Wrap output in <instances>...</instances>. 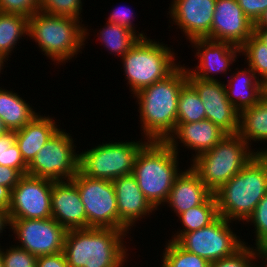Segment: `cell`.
<instances>
[{"instance_id": "obj_36", "label": "cell", "mask_w": 267, "mask_h": 267, "mask_svg": "<svg viewBox=\"0 0 267 267\" xmlns=\"http://www.w3.org/2000/svg\"><path fill=\"white\" fill-rule=\"evenodd\" d=\"M1 247L3 267H37V257L27 250L15 245L9 246L7 249Z\"/></svg>"}, {"instance_id": "obj_26", "label": "cell", "mask_w": 267, "mask_h": 267, "mask_svg": "<svg viewBox=\"0 0 267 267\" xmlns=\"http://www.w3.org/2000/svg\"><path fill=\"white\" fill-rule=\"evenodd\" d=\"M28 21L29 18L21 14L0 13V53L7 59L17 42L28 37Z\"/></svg>"}, {"instance_id": "obj_11", "label": "cell", "mask_w": 267, "mask_h": 267, "mask_svg": "<svg viewBox=\"0 0 267 267\" xmlns=\"http://www.w3.org/2000/svg\"><path fill=\"white\" fill-rule=\"evenodd\" d=\"M71 181L77 186L84 205L87 228L118 230V208L113 181L91 178L79 170Z\"/></svg>"}, {"instance_id": "obj_35", "label": "cell", "mask_w": 267, "mask_h": 267, "mask_svg": "<svg viewBox=\"0 0 267 267\" xmlns=\"http://www.w3.org/2000/svg\"><path fill=\"white\" fill-rule=\"evenodd\" d=\"M253 223L255 235V247L262 248L267 244V193L259 201L253 213L245 223Z\"/></svg>"}, {"instance_id": "obj_19", "label": "cell", "mask_w": 267, "mask_h": 267, "mask_svg": "<svg viewBox=\"0 0 267 267\" xmlns=\"http://www.w3.org/2000/svg\"><path fill=\"white\" fill-rule=\"evenodd\" d=\"M52 218L67 231L87 228V217L77 186L71 181H53Z\"/></svg>"}, {"instance_id": "obj_37", "label": "cell", "mask_w": 267, "mask_h": 267, "mask_svg": "<svg viewBox=\"0 0 267 267\" xmlns=\"http://www.w3.org/2000/svg\"><path fill=\"white\" fill-rule=\"evenodd\" d=\"M40 11V0H0V13L21 14L31 17Z\"/></svg>"}, {"instance_id": "obj_38", "label": "cell", "mask_w": 267, "mask_h": 267, "mask_svg": "<svg viewBox=\"0 0 267 267\" xmlns=\"http://www.w3.org/2000/svg\"><path fill=\"white\" fill-rule=\"evenodd\" d=\"M123 6V5H122ZM120 8V9H119ZM134 13L132 12L131 9L128 7H117L114 8L113 11L110 13L108 19V23L112 24H117L119 26H123L133 33H136L140 38H146V35L141 31V33L136 31V27L134 26L135 24L133 23L134 18L132 20V17Z\"/></svg>"}, {"instance_id": "obj_22", "label": "cell", "mask_w": 267, "mask_h": 267, "mask_svg": "<svg viewBox=\"0 0 267 267\" xmlns=\"http://www.w3.org/2000/svg\"><path fill=\"white\" fill-rule=\"evenodd\" d=\"M59 129L60 127L58 128L53 117L43 116L39 113L23 128L15 131L16 144L27 165Z\"/></svg>"}, {"instance_id": "obj_42", "label": "cell", "mask_w": 267, "mask_h": 267, "mask_svg": "<svg viewBox=\"0 0 267 267\" xmlns=\"http://www.w3.org/2000/svg\"><path fill=\"white\" fill-rule=\"evenodd\" d=\"M11 201V189L0 185V209L8 211Z\"/></svg>"}, {"instance_id": "obj_3", "label": "cell", "mask_w": 267, "mask_h": 267, "mask_svg": "<svg viewBox=\"0 0 267 267\" xmlns=\"http://www.w3.org/2000/svg\"><path fill=\"white\" fill-rule=\"evenodd\" d=\"M266 193L267 154H257L214 193L218 214L244 223Z\"/></svg>"}, {"instance_id": "obj_5", "label": "cell", "mask_w": 267, "mask_h": 267, "mask_svg": "<svg viewBox=\"0 0 267 267\" xmlns=\"http://www.w3.org/2000/svg\"><path fill=\"white\" fill-rule=\"evenodd\" d=\"M178 155L166 141H148L135 159L132 175L156 211L166 202L181 173Z\"/></svg>"}, {"instance_id": "obj_8", "label": "cell", "mask_w": 267, "mask_h": 267, "mask_svg": "<svg viewBox=\"0 0 267 267\" xmlns=\"http://www.w3.org/2000/svg\"><path fill=\"white\" fill-rule=\"evenodd\" d=\"M129 140L99 144L79 154L78 170L91 178L114 181L132 174L140 149L148 142Z\"/></svg>"}, {"instance_id": "obj_33", "label": "cell", "mask_w": 267, "mask_h": 267, "mask_svg": "<svg viewBox=\"0 0 267 267\" xmlns=\"http://www.w3.org/2000/svg\"><path fill=\"white\" fill-rule=\"evenodd\" d=\"M250 246L252 244L245 243L233 255L210 262L209 267H256L258 263L256 261L262 259V252L260 248L255 246L250 248Z\"/></svg>"}, {"instance_id": "obj_1", "label": "cell", "mask_w": 267, "mask_h": 267, "mask_svg": "<svg viewBox=\"0 0 267 267\" xmlns=\"http://www.w3.org/2000/svg\"><path fill=\"white\" fill-rule=\"evenodd\" d=\"M186 83V66L180 64L165 79L143 88L133 96L139 105L141 131L147 141H167L175 132L178 97Z\"/></svg>"}, {"instance_id": "obj_45", "label": "cell", "mask_w": 267, "mask_h": 267, "mask_svg": "<svg viewBox=\"0 0 267 267\" xmlns=\"http://www.w3.org/2000/svg\"><path fill=\"white\" fill-rule=\"evenodd\" d=\"M254 28H267V10H265L254 23Z\"/></svg>"}, {"instance_id": "obj_31", "label": "cell", "mask_w": 267, "mask_h": 267, "mask_svg": "<svg viewBox=\"0 0 267 267\" xmlns=\"http://www.w3.org/2000/svg\"><path fill=\"white\" fill-rule=\"evenodd\" d=\"M240 53L245 55L247 65L260 81L267 79V45L254 34L240 47Z\"/></svg>"}, {"instance_id": "obj_30", "label": "cell", "mask_w": 267, "mask_h": 267, "mask_svg": "<svg viewBox=\"0 0 267 267\" xmlns=\"http://www.w3.org/2000/svg\"><path fill=\"white\" fill-rule=\"evenodd\" d=\"M161 267H209L210 262L184 250L176 241L168 240L162 254Z\"/></svg>"}, {"instance_id": "obj_7", "label": "cell", "mask_w": 267, "mask_h": 267, "mask_svg": "<svg viewBox=\"0 0 267 267\" xmlns=\"http://www.w3.org/2000/svg\"><path fill=\"white\" fill-rule=\"evenodd\" d=\"M140 38L121 58L125 79L133 96L143 88L165 79L178 66L175 52L163 42Z\"/></svg>"}, {"instance_id": "obj_49", "label": "cell", "mask_w": 267, "mask_h": 267, "mask_svg": "<svg viewBox=\"0 0 267 267\" xmlns=\"http://www.w3.org/2000/svg\"><path fill=\"white\" fill-rule=\"evenodd\" d=\"M263 97L267 99V79L263 81Z\"/></svg>"}, {"instance_id": "obj_46", "label": "cell", "mask_w": 267, "mask_h": 267, "mask_svg": "<svg viewBox=\"0 0 267 267\" xmlns=\"http://www.w3.org/2000/svg\"><path fill=\"white\" fill-rule=\"evenodd\" d=\"M8 131H10V130L7 128V126L5 125L3 119L0 117V135H3Z\"/></svg>"}, {"instance_id": "obj_40", "label": "cell", "mask_w": 267, "mask_h": 267, "mask_svg": "<svg viewBox=\"0 0 267 267\" xmlns=\"http://www.w3.org/2000/svg\"><path fill=\"white\" fill-rule=\"evenodd\" d=\"M23 175L15 168L0 165V185L11 190L18 184Z\"/></svg>"}, {"instance_id": "obj_12", "label": "cell", "mask_w": 267, "mask_h": 267, "mask_svg": "<svg viewBox=\"0 0 267 267\" xmlns=\"http://www.w3.org/2000/svg\"><path fill=\"white\" fill-rule=\"evenodd\" d=\"M19 246L36 257L63 252L67 230L55 219L10 218Z\"/></svg>"}, {"instance_id": "obj_16", "label": "cell", "mask_w": 267, "mask_h": 267, "mask_svg": "<svg viewBox=\"0 0 267 267\" xmlns=\"http://www.w3.org/2000/svg\"><path fill=\"white\" fill-rule=\"evenodd\" d=\"M216 0H172L169 18L189 42L195 39L211 40V24Z\"/></svg>"}, {"instance_id": "obj_20", "label": "cell", "mask_w": 267, "mask_h": 267, "mask_svg": "<svg viewBox=\"0 0 267 267\" xmlns=\"http://www.w3.org/2000/svg\"><path fill=\"white\" fill-rule=\"evenodd\" d=\"M226 133L210 120H202L190 123H177L175 132L166 141L178 154L179 144L190 150H194L191 161L208 150H211ZM179 139V140H178ZM180 143H179V142Z\"/></svg>"}, {"instance_id": "obj_28", "label": "cell", "mask_w": 267, "mask_h": 267, "mask_svg": "<svg viewBox=\"0 0 267 267\" xmlns=\"http://www.w3.org/2000/svg\"><path fill=\"white\" fill-rule=\"evenodd\" d=\"M104 26L97 33L98 38L114 56L122 58L140 39L136 33L123 26L108 22Z\"/></svg>"}, {"instance_id": "obj_6", "label": "cell", "mask_w": 267, "mask_h": 267, "mask_svg": "<svg viewBox=\"0 0 267 267\" xmlns=\"http://www.w3.org/2000/svg\"><path fill=\"white\" fill-rule=\"evenodd\" d=\"M257 154H267V148L253 150L238 133L226 134L211 150L195 157L190 166L214 194Z\"/></svg>"}, {"instance_id": "obj_27", "label": "cell", "mask_w": 267, "mask_h": 267, "mask_svg": "<svg viewBox=\"0 0 267 267\" xmlns=\"http://www.w3.org/2000/svg\"><path fill=\"white\" fill-rule=\"evenodd\" d=\"M219 216L217 202L214 194L203 204L189 208L178 215L183 229L172 235V241H176L183 233L196 231L208 226Z\"/></svg>"}, {"instance_id": "obj_18", "label": "cell", "mask_w": 267, "mask_h": 267, "mask_svg": "<svg viewBox=\"0 0 267 267\" xmlns=\"http://www.w3.org/2000/svg\"><path fill=\"white\" fill-rule=\"evenodd\" d=\"M118 208V230L129 233L131 227L156 209L145 198L132 174L118 177L113 181Z\"/></svg>"}, {"instance_id": "obj_17", "label": "cell", "mask_w": 267, "mask_h": 267, "mask_svg": "<svg viewBox=\"0 0 267 267\" xmlns=\"http://www.w3.org/2000/svg\"><path fill=\"white\" fill-rule=\"evenodd\" d=\"M254 32V23L243 13L236 0H216L211 40L241 47Z\"/></svg>"}, {"instance_id": "obj_32", "label": "cell", "mask_w": 267, "mask_h": 267, "mask_svg": "<svg viewBox=\"0 0 267 267\" xmlns=\"http://www.w3.org/2000/svg\"><path fill=\"white\" fill-rule=\"evenodd\" d=\"M0 165L15 168L22 175L27 174L28 165L22 158L13 130L0 135Z\"/></svg>"}, {"instance_id": "obj_34", "label": "cell", "mask_w": 267, "mask_h": 267, "mask_svg": "<svg viewBox=\"0 0 267 267\" xmlns=\"http://www.w3.org/2000/svg\"><path fill=\"white\" fill-rule=\"evenodd\" d=\"M81 0H40V11L50 15L68 16L82 20ZM81 16V17H80Z\"/></svg>"}, {"instance_id": "obj_23", "label": "cell", "mask_w": 267, "mask_h": 267, "mask_svg": "<svg viewBox=\"0 0 267 267\" xmlns=\"http://www.w3.org/2000/svg\"><path fill=\"white\" fill-rule=\"evenodd\" d=\"M228 76V84L224 83L227 98L239 113L251 108L263 97V82L249 66Z\"/></svg>"}, {"instance_id": "obj_24", "label": "cell", "mask_w": 267, "mask_h": 267, "mask_svg": "<svg viewBox=\"0 0 267 267\" xmlns=\"http://www.w3.org/2000/svg\"><path fill=\"white\" fill-rule=\"evenodd\" d=\"M35 111L13 90L0 87V117L9 130L16 131L23 128L39 114Z\"/></svg>"}, {"instance_id": "obj_10", "label": "cell", "mask_w": 267, "mask_h": 267, "mask_svg": "<svg viewBox=\"0 0 267 267\" xmlns=\"http://www.w3.org/2000/svg\"><path fill=\"white\" fill-rule=\"evenodd\" d=\"M230 223L233 224V221L218 216L208 226L183 233L176 242L184 250L205 258L208 262L229 257L246 243L233 232Z\"/></svg>"}, {"instance_id": "obj_41", "label": "cell", "mask_w": 267, "mask_h": 267, "mask_svg": "<svg viewBox=\"0 0 267 267\" xmlns=\"http://www.w3.org/2000/svg\"><path fill=\"white\" fill-rule=\"evenodd\" d=\"M37 267H68L66 257L63 252L42 255L37 257Z\"/></svg>"}, {"instance_id": "obj_43", "label": "cell", "mask_w": 267, "mask_h": 267, "mask_svg": "<svg viewBox=\"0 0 267 267\" xmlns=\"http://www.w3.org/2000/svg\"><path fill=\"white\" fill-rule=\"evenodd\" d=\"M11 226V220L9 216V212L3 209H0V234L5 231L6 227Z\"/></svg>"}, {"instance_id": "obj_9", "label": "cell", "mask_w": 267, "mask_h": 267, "mask_svg": "<svg viewBox=\"0 0 267 267\" xmlns=\"http://www.w3.org/2000/svg\"><path fill=\"white\" fill-rule=\"evenodd\" d=\"M73 141L70 133L59 129L28 165L27 174L54 182L72 180L79 163V153H76L77 146Z\"/></svg>"}, {"instance_id": "obj_39", "label": "cell", "mask_w": 267, "mask_h": 267, "mask_svg": "<svg viewBox=\"0 0 267 267\" xmlns=\"http://www.w3.org/2000/svg\"><path fill=\"white\" fill-rule=\"evenodd\" d=\"M243 13L255 23L261 14L267 10V0H236Z\"/></svg>"}, {"instance_id": "obj_13", "label": "cell", "mask_w": 267, "mask_h": 267, "mask_svg": "<svg viewBox=\"0 0 267 267\" xmlns=\"http://www.w3.org/2000/svg\"><path fill=\"white\" fill-rule=\"evenodd\" d=\"M53 181L23 175L11 190L8 208L10 218L47 219L52 217L51 194Z\"/></svg>"}, {"instance_id": "obj_47", "label": "cell", "mask_w": 267, "mask_h": 267, "mask_svg": "<svg viewBox=\"0 0 267 267\" xmlns=\"http://www.w3.org/2000/svg\"><path fill=\"white\" fill-rule=\"evenodd\" d=\"M8 61V59L4 56V55H2L1 53H0V73H1V70L3 69L4 70V62H7ZM1 75V74H0Z\"/></svg>"}, {"instance_id": "obj_15", "label": "cell", "mask_w": 267, "mask_h": 267, "mask_svg": "<svg viewBox=\"0 0 267 267\" xmlns=\"http://www.w3.org/2000/svg\"><path fill=\"white\" fill-rule=\"evenodd\" d=\"M191 45L196 50L195 56L199 59V65L194 68H186V70L201 80L205 81H219L214 77V74H227L232 71L230 65L236 62L240 53V47L229 42L213 41L210 39H195L192 40ZM210 74V75H209Z\"/></svg>"}, {"instance_id": "obj_21", "label": "cell", "mask_w": 267, "mask_h": 267, "mask_svg": "<svg viewBox=\"0 0 267 267\" xmlns=\"http://www.w3.org/2000/svg\"><path fill=\"white\" fill-rule=\"evenodd\" d=\"M213 193L206 187L199 175L191 168L181 170L175 178L168 198L164 203L169 204L175 215H179L189 208L205 203Z\"/></svg>"}, {"instance_id": "obj_44", "label": "cell", "mask_w": 267, "mask_h": 267, "mask_svg": "<svg viewBox=\"0 0 267 267\" xmlns=\"http://www.w3.org/2000/svg\"><path fill=\"white\" fill-rule=\"evenodd\" d=\"M253 34L265 45H267V28H254Z\"/></svg>"}, {"instance_id": "obj_50", "label": "cell", "mask_w": 267, "mask_h": 267, "mask_svg": "<svg viewBox=\"0 0 267 267\" xmlns=\"http://www.w3.org/2000/svg\"><path fill=\"white\" fill-rule=\"evenodd\" d=\"M0 267H3V256L1 250H0Z\"/></svg>"}, {"instance_id": "obj_2", "label": "cell", "mask_w": 267, "mask_h": 267, "mask_svg": "<svg viewBox=\"0 0 267 267\" xmlns=\"http://www.w3.org/2000/svg\"><path fill=\"white\" fill-rule=\"evenodd\" d=\"M127 234L111 228L68 230L63 247L68 267H123Z\"/></svg>"}, {"instance_id": "obj_48", "label": "cell", "mask_w": 267, "mask_h": 267, "mask_svg": "<svg viewBox=\"0 0 267 267\" xmlns=\"http://www.w3.org/2000/svg\"><path fill=\"white\" fill-rule=\"evenodd\" d=\"M262 259L267 263V244L261 248Z\"/></svg>"}, {"instance_id": "obj_14", "label": "cell", "mask_w": 267, "mask_h": 267, "mask_svg": "<svg viewBox=\"0 0 267 267\" xmlns=\"http://www.w3.org/2000/svg\"><path fill=\"white\" fill-rule=\"evenodd\" d=\"M187 82L196 90L203 102L207 120L213 122L226 134L239 132L240 113L228 100L224 82L201 80L188 71Z\"/></svg>"}, {"instance_id": "obj_51", "label": "cell", "mask_w": 267, "mask_h": 267, "mask_svg": "<svg viewBox=\"0 0 267 267\" xmlns=\"http://www.w3.org/2000/svg\"><path fill=\"white\" fill-rule=\"evenodd\" d=\"M262 261H263V264H264V265H258V266L256 265V267H260V266H261V267H262V266H263V267H267V263H266L263 259H262ZM265 265H266V266H265Z\"/></svg>"}, {"instance_id": "obj_25", "label": "cell", "mask_w": 267, "mask_h": 267, "mask_svg": "<svg viewBox=\"0 0 267 267\" xmlns=\"http://www.w3.org/2000/svg\"><path fill=\"white\" fill-rule=\"evenodd\" d=\"M238 134L251 147L255 143H267V99L261 100L251 108L240 113ZM258 141V142H257Z\"/></svg>"}, {"instance_id": "obj_29", "label": "cell", "mask_w": 267, "mask_h": 267, "mask_svg": "<svg viewBox=\"0 0 267 267\" xmlns=\"http://www.w3.org/2000/svg\"><path fill=\"white\" fill-rule=\"evenodd\" d=\"M206 119V111L196 90L187 82L178 97L177 123L198 122Z\"/></svg>"}, {"instance_id": "obj_4", "label": "cell", "mask_w": 267, "mask_h": 267, "mask_svg": "<svg viewBox=\"0 0 267 267\" xmlns=\"http://www.w3.org/2000/svg\"><path fill=\"white\" fill-rule=\"evenodd\" d=\"M87 27L77 18L37 11L29 17L28 36L38 43L44 56L61 65L82 53L89 36Z\"/></svg>"}]
</instances>
